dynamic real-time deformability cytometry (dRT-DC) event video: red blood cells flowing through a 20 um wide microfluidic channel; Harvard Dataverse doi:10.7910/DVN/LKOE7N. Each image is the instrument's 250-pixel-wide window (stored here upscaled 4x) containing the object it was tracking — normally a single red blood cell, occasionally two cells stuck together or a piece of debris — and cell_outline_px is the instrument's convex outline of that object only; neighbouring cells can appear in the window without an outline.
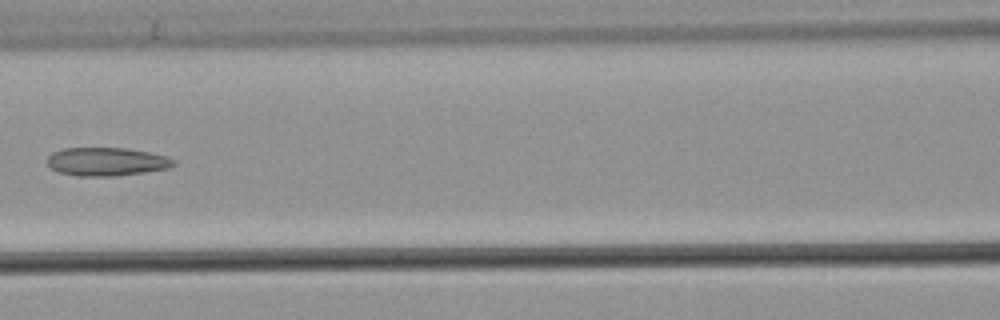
{"species": "common noctule bat (a hibernating species)", "species_latin": "Nyctalus noctula", "temperature_condition": "warm", "stored_images_in_passage": 5, "camera_frame_rate_fps": 3000, "um_per_image_px": 0.085, "animal": {"sex": "male", "body_mass_g": 21.5, "forearm_length_mm": 52.0}, "frame": {"image": 1, "passage_image": 5, "time_ms": 1.333, "image_size_px": [1000, 320], "cell_outline_px": [[176, 164], [168, 168], [144, 172], [116, 176], [76, 176], [60, 172], [52, 168], [48, 164], [48, 156], [52, 152], [64, 148], [128, 148], [168, 156], [176, 160]], "centroid_in_image_um": [9.09, 13.74], "position_along_channel_um": 157.5, "area_um2": 20.92}}